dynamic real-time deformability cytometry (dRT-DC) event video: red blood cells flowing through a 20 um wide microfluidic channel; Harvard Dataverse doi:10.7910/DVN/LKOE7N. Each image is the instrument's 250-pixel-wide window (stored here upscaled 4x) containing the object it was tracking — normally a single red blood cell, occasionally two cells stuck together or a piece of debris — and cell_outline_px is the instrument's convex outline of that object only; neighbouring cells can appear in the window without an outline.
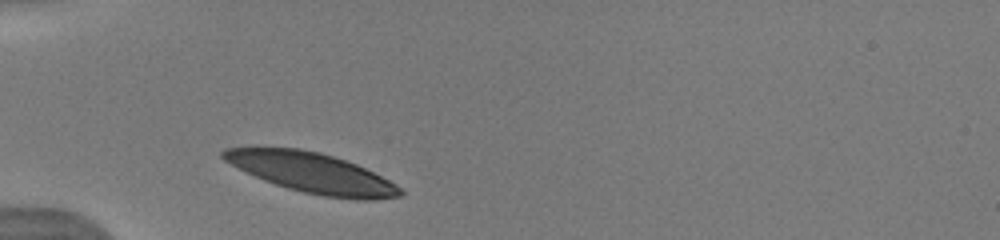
{"species": "human", "species_latin": "Homo sapiens", "temperature_condition": "warm", "stored_images_in_passage": 36, "camera_frame_rate_fps": 3000, "um_per_image_px": 0.085, "donor": {"sex": "male"}, "frame": {"image": 1, "passage_image": 1, "time_ms": 0.0, "image_size_px": [1000, 240], "cell_outline_px": [[404, 192], [400, 196], [376, 200], [356, 200], [324, 196], [304, 192], [288, 188], [264, 180], [224, 160], [220, 156], [220, 152], [224, 148], [256, 144], [300, 148], [320, 152], [356, 164], [396, 184]], "centroid_in_image_um": [26.42, 14.64], "position_along_channel_um": 58.6, "area_um2": 41.79}}
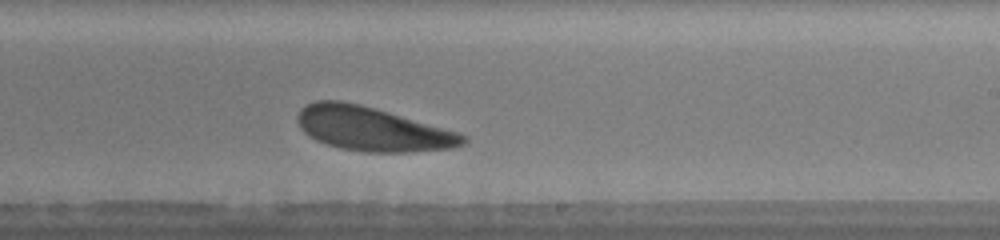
{"frame": {"image": 2, "passage_image": 19, "time_ms": 5.333, "image_size_px": [1000, 240], "cell_outline_px": [[468, 144], [452, 148], [412, 152], [364, 152], [340, 148], [316, 140], [308, 136], [304, 132], [300, 124], [300, 108], [316, 100], [340, 100], [360, 104], [460, 132], [468, 136]], "centroid_in_image_um": [31.73, 10.97], "position_along_channel_um": 257.3, "area_um2": 42.37}, "authors_computed_cell_mechanics": {"area_um2": 42.0495, "velocity_mm_per_s": 3.9725, "shape_relaxation_time_tau1_ms": 2.1937, "shape_relaxation_time_tau2_ms": 9.4033, "deformation_change_tau1": 0.1066, "deformation_change_tau2": 0.2438}}